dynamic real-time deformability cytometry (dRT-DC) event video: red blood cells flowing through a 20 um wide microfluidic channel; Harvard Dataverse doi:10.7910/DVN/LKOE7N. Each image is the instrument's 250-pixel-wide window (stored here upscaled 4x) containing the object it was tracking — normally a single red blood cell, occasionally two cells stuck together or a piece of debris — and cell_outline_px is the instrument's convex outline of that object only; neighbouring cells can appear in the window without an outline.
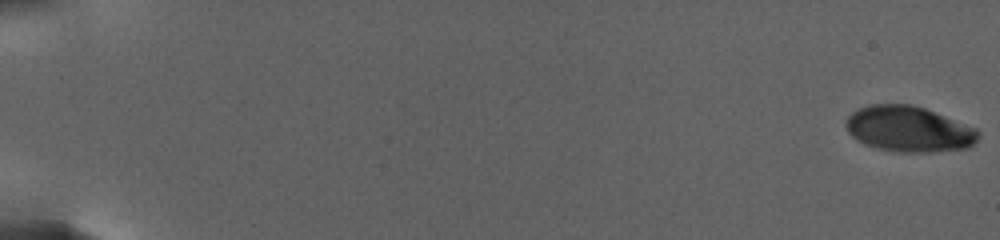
{"species": "human", "species_latin": "Homo sapiens", "temperature_condition": "warm", "stored_images_in_passage": 53, "camera_frame_rate_fps": 3000, "um_per_image_px": 0.085, "donor": {"sex": "female"}, "frame": {"image": 1, "passage_image": 1, "time_ms": 0.0, "image_size_px": [1000, 240], "cell_outline_px": [[980, 136], [968, 148], [928, 152], [904, 152], [880, 148], [864, 144], [856, 140], [848, 132], [844, 124], [848, 116], [852, 112], [868, 104], [912, 104], [924, 108], [976, 128], [980, 132]], "centroid_in_image_um": [77.23, 10.96], "position_along_channel_um": 7.8, "area_um2": 35.08}}
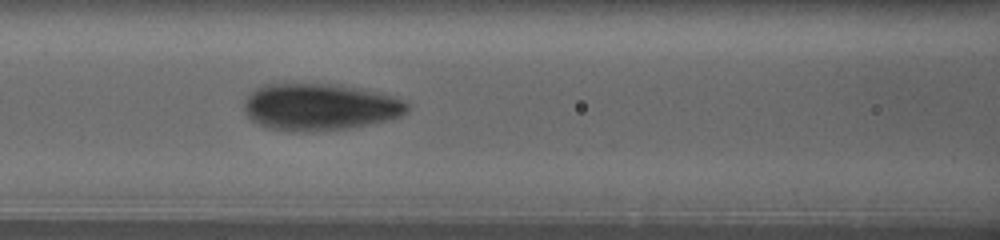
{"frame": {"image": 2, "passage_image": 23, "time_ms": 13.0, "image_size_px": [1000, 240], "cell_outline_px": [[408, 112], [400, 116], [368, 124], [348, 128], [304, 132], [288, 132], [268, 128], [252, 120], [244, 112], [244, 100], [256, 88], [264, 84], [332, 84], [356, 88], [404, 100], [408, 104]], "centroid_in_image_um": [27.11, 9.11], "position_along_channel_um": 139.5, "area_um2": 44.1}}
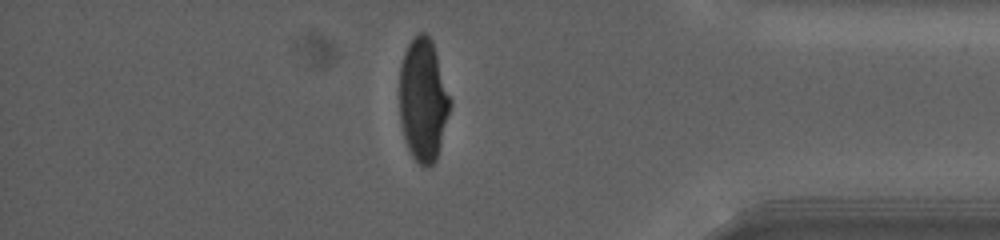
{"frame": {"image": 3, "passage_image": 46, "time_ms": 24.0, "image_size_px": [1000, 240], "cell_outline_px": [[452, 104], [436, 160], [428, 168], [424, 168], [412, 156], [408, 148], [404, 136], [400, 120], [400, 64], [404, 52], [408, 44], [420, 32], [424, 32], [432, 40], [452, 100]], "centroid_in_image_um": [35.98, 8.5], "position_along_channel_um": 399.2, "area_um2": 36.36}, "authors_computed_cell_mechanics": {"area_um2": 38.437, "velocity_mm_per_s": 2.5783, "shape_relaxation_time_tau1_ms": 7.5431, "shape_relaxation_time_tau2_ms": null, "deformation_change_tau1": 0.2021, "deformation_change_tau2": null}}